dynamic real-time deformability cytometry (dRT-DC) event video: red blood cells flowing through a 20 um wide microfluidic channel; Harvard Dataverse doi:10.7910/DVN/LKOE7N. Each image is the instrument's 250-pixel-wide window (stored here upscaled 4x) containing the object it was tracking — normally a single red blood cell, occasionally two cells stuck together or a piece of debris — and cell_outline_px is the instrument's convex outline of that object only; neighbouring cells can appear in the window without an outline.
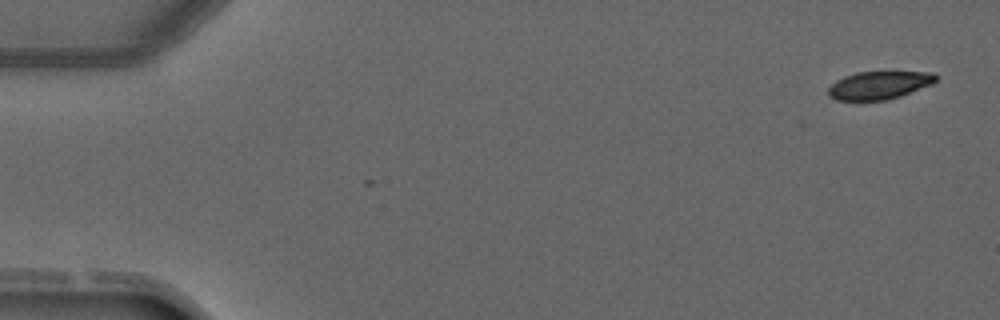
{"species": "common noctule bat (a hibernating species)", "species_latin": "Nyctalus noctula", "temperature_condition": "warm", "stored_images_in_passage": 4, "camera_frame_rate_fps": 3000, "um_per_image_px": 0.085, "animal": {"sex": "male", "forearm_length_mm": 52.5}, "frame": {"image": 1, "passage_image": 1, "time_ms": 0.0, "image_size_px": [1000, 320], "cell_outline_px": [[936, 80], [932, 84], [900, 96], [888, 100], [836, 100], [828, 96], [828, 88], [836, 80], [844, 76], [856, 72], [932, 72], [936, 76]], "centroid_in_image_um": [74.69, 7.24], "position_along_channel_um": 10.3, "area_um2": 17.46}}
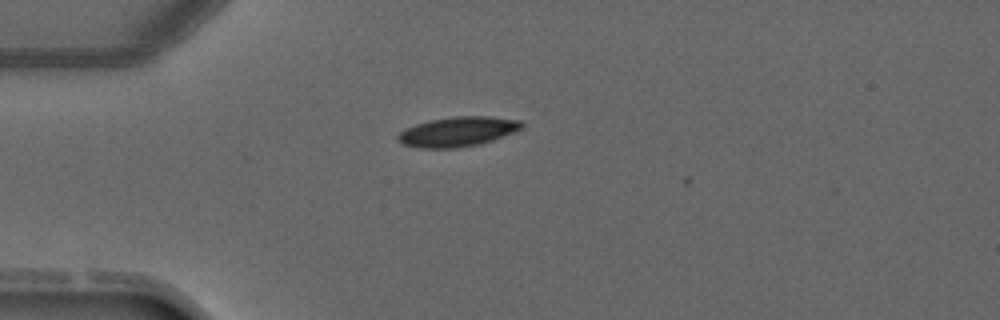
{"frame": {"image": 2, "passage_image": 3, "time_ms": 3.333, "image_size_px": [1000, 320], "cell_outline_px": [[524, 128], [516, 132], [480, 144], [456, 148], [416, 148], [404, 144], [396, 136], [404, 128], [416, 124], [432, 120], [456, 116], [488, 116], [520, 120], [524, 124]], "centroid_in_image_um": [38.94, 11.19], "position_along_channel_um": 46.1, "area_um2": 21.5}}